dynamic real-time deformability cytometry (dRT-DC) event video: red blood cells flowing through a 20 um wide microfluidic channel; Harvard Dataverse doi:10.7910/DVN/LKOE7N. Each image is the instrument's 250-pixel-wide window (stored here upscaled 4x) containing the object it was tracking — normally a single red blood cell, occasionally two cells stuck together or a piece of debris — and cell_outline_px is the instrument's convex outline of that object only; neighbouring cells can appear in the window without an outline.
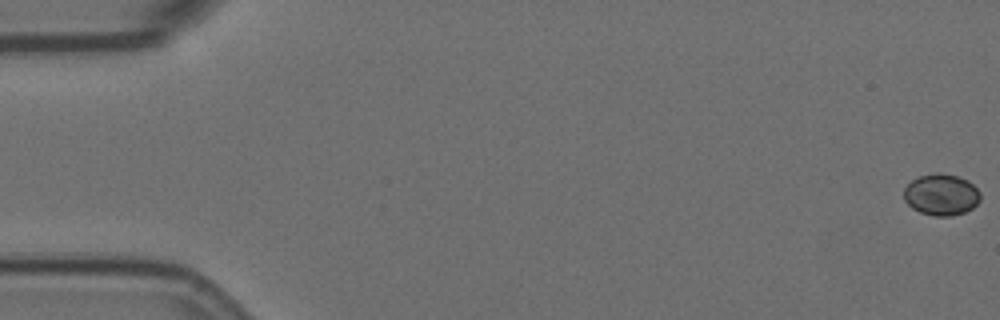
{"species": "Egyptian fruit bat (a non-hibernating species)", "species_latin": "Rousettus aegyptiacus", "temperature_condition": "room temperature", "stored_images_in_passage": 7, "camera_frame_rate_fps": 3000, "um_per_image_px": 0.085, "animal": {"sex": "female"}, "frame": {"image": 1, "passage_image": 1, "time_ms": 0.0, "image_size_px": [1000, 320], "cell_outline_px": [[980, 200], [972, 208], [964, 212], [952, 216], [932, 216], [920, 212], [912, 208], [904, 200], [904, 188], [912, 180], [920, 176], [936, 172], [956, 176], [968, 180], [980, 192]], "centroid_in_image_um": [80.0, 16.55], "position_along_channel_um": 5.0, "area_um2": 18.44}}